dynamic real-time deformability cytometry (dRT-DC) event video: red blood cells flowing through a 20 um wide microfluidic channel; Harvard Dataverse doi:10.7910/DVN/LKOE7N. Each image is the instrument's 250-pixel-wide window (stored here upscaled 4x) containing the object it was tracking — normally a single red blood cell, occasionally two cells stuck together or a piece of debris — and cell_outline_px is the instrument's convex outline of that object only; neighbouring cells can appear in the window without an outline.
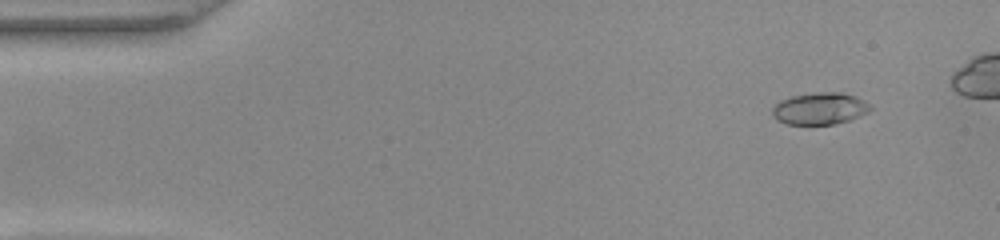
{"species": "common noctule bat (a hibernating species)", "species_latin": "Nyctalus noctula", "temperature_condition": "warm", "stored_images_in_passage": 46, "camera_frame_rate_fps": 3000, "um_per_image_px": 0.085, "animal": {"sex": "female", "body_mass_g": 22.0, "forearm_length_mm": 56.7}, "frame": {"image": 1, "passage_image": 5, "time_ms": 1.333, "image_size_px": [1000, 240], "cell_outline_px": [[872, 108], [868, 112], [860, 116], [848, 120], [832, 124], [788, 124], [776, 120], [772, 116], [772, 108], [780, 100], [792, 96], [812, 92], [844, 92], [856, 96], [864, 100]], "centroid_in_image_um": [69.67, 9.21], "position_along_channel_um": 15.3, "area_um2": 18.32}}
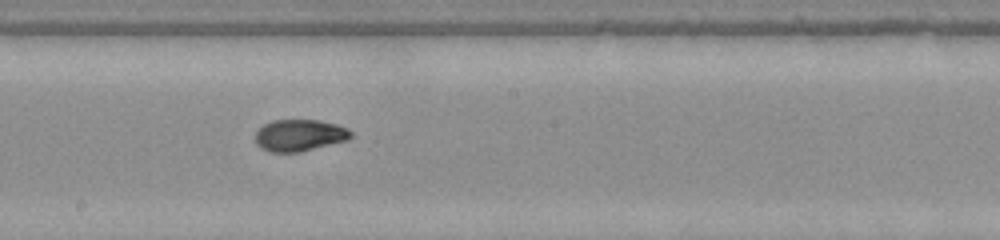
{"frame": {"image": 2, "passage_image": 28, "time_ms": 9.0, "image_size_px": [1000, 240], "cell_outline_px": [[352, 136], [348, 140], [300, 152], [268, 152], [260, 148], [256, 144], [256, 132], [264, 124], [272, 120], [320, 120], [336, 124], [348, 128], [352, 132]], "centroid_in_image_um": [25.46, 11.5], "position_along_channel_um": 222.7, "area_um2": 17.8}}
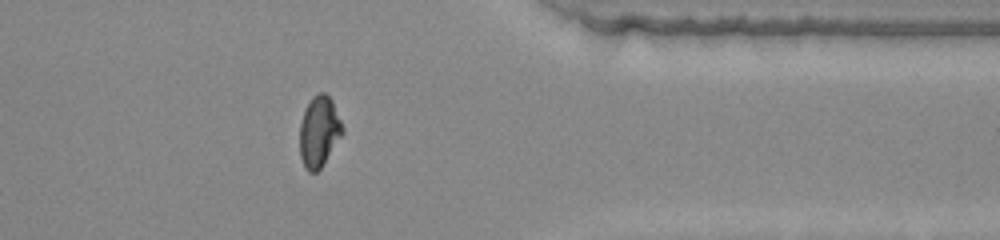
{"frame": {"image": 3, "passage_image": 41, "time_ms": 13.333, "image_size_px": [1000, 240], "cell_outline_px": [[344, 132], [320, 168], [316, 172], [308, 172], [304, 168], [300, 156], [300, 124], [304, 112], [312, 96], [320, 92], [324, 92], [332, 100], [344, 128]], "centroid_in_image_um": [27.12, 11.19], "position_along_channel_um": 384.3, "area_um2": 17.51}, "authors_computed_cell_mechanics": {"area_um2": 18.0914, "velocity_mm_per_s": 4.0697, "shape_relaxation_time_tau1_ms": 10.0904, "shape_relaxation_time_tau2_ms": 1.2362, "deformation_change_tau1": 0.3063, "deformation_change_tau2": 0.0567}}